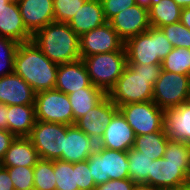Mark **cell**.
Wrapping results in <instances>:
<instances>
[{"label": "cell", "instance_id": "cell-1", "mask_svg": "<svg viewBox=\"0 0 190 190\" xmlns=\"http://www.w3.org/2000/svg\"><path fill=\"white\" fill-rule=\"evenodd\" d=\"M161 64H127L107 96L118 107L124 104L151 101L153 86L162 71Z\"/></svg>", "mask_w": 190, "mask_h": 190}, {"label": "cell", "instance_id": "cell-2", "mask_svg": "<svg viewBox=\"0 0 190 190\" xmlns=\"http://www.w3.org/2000/svg\"><path fill=\"white\" fill-rule=\"evenodd\" d=\"M190 182L189 148L180 140L168 139L164 157L151 163L148 184L158 188L181 187Z\"/></svg>", "mask_w": 190, "mask_h": 190}, {"label": "cell", "instance_id": "cell-3", "mask_svg": "<svg viewBox=\"0 0 190 190\" xmlns=\"http://www.w3.org/2000/svg\"><path fill=\"white\" fill-rule=\"evenodd\" d=\"M58 64L50 61L33 40L20 43L14 56V72L37 93L53 90Z\"/></svg>", "mask_w": 190, "mask_h": 190}, {"label": "cell", "instance_id": "cell-4", "mask_svg": "<svg viewBox=\"0 0 190 190\" xmlns=\"http://www.w3.org/2000/svg\"><path fill=\"white\" fill-rule=\"evenodd\" d=\"M32 40L50 61L58 65L81 59L79 36L67 23H49L38 30Z\"/></svg>", "mask_w": 190, "mask_h": 190}, {"label": "cell", "instance_id": "cell-5", "mask_svg": "<svg viewBox=\"0 0 190 190\" xmlns=\"http://www.w3.org/2000/svg\"><path fill=\"white\" fill-rule=\"evenodd\" d=\"M127 64H154L162 60L173 47L160 28L150 27L125 42Z\"/></svg>", "mask_w": 190, "mask_h": 190}, {"label": "cell", "instance_id": "cell-6", "mask_svg": "<svg viewBox=\"0 0 190 190\" xmlns=\"http://www.w3.org/2000/svg\"><path fill=\"white\" fill-rule=\"evenodd\" d=\"M91 84L106 93L115 85L127 65L126 51H112L81 58Z\"/></svg>", "mask_w": 190, "mask_h": 190}, {"label": "cell", "instance_id": "cell-7", "mask_svg": "<svg viewBox=\"0 0 190 190\" xmlns=\"http://www.w3.org/2000/svg\"><path fill=\"white\" fill-rule=\"evenodd\" d=\"M88 164L96 186L108 180L129 178L127 152L96 146Z\"/></svg>", "mask_w": 190, "mask_h": 190}, {"label": "cell", "instance_id": "cell-8", "mask_svg": "<svg viewBox=\"0 0 190 190\" xmlns=\"http://www.w3.org/2000/svg\"><path fill=\"white\" fill-rule=\"evenodd\" d=\"M152 101L163 110L189 102L190 77L162 70L153 86Z\"/></svg>", "mask_w": 190, "mask_h": 190}, {"label": "cell", "instance_id": "cell-9", "mask_svg": "<svg viewBox=\"0 0 190 190\" xmlns=\"http://www.w3.org/2000/svg\"><path fill=\"white\" fill-rule=\"evenodd\" d=\"M135 136L164 130V110L155 102H138L118 107Z\"/></svg>", "mask_w": 190, "mask_h": 190}, {"label": "cell", "instance_id": "cell-10", "mask_svg": "<svg viewBox=\"0 0 190 190\" xmlns=\"http://www.w3.org/2000/svg\"><path fill=\"white\" fill-rule=\"evenodd\" d=\"M35 112L36 120L74 125V116L68 95L56 89L36 93Z\"/></svg>", "mask_w": 190, "mask_h": 190}, {"label": "cell", "instance_id": "cell-11", "mask_svg": "<svg viewBox=\"0 0 190 190\" xmlns=\"http://www.w3.org/2000/svg\"><path fill=\"white\" fill-rule=\"evenodd\" d=\"M64 136H66L65 124L37 120L28 138L40 159L61 160Z\"/></svg>", "mask_w": 190, "mask_h": 190}, {"label": "cell", "instance_id": "cell-12", "mask_svg": "<svg viewBox=\"0 0 190 190\" xmlns=\"http://www.w3.org/2000/svg\"><path fill=\"white\" fill-rule=\"evenodd\" d=\"M79 45L81 58L112 51H126L125 42L109 22L79 37Z\"/></svg>", "mask_w": 190, "mask_h": 190}, {"label": "cell", "instance_id": "cell-13", "mask_svg": "<svg viewBox=\"0 0 190 190\" xmlns=\"http://www.w3.org/2000/svg\"><path fill=\"white\" fill-rule=\"evenodd\" d=\"M117 112L118 106L106 96L98 105L80 117L75 125L98 143L103 137L105 127Z\"/></svg>", "mask_w": 190, "mask_h": 190}, {"label": "cell", "instance_id": "cell-14", "mask_svg": "<svg viewBox=\"0 0 190 190\" xmlns=\"http://www.w3.org/2000/svg\"><path fill=\"white\" fill-rule=\"evenodd\" d=\"M109 23L124 42L151 27L148 9L137 4L119 12Z\"/></svg>", "mask_w": 190, "mask_h": 190}, {"label": "cell", "instance_id": "cell-15", "mask_svg": "<svg viewBox=\"0 0 190 190\" xmlns=\"http://www.w3.org/2000/svg\"><path fill=\"white\" fill-rule=\"evenodd\" d=\"M135 134L124 116L118 111L105 127L97 146L127 152L134 146Z\"/></svg>", "mask_w": 190, "mask_h": 190}, {"label": "cell", "instance_id": "cell-16", "mask_svg": "<svg viewBox=\"0 0 190 190\" xmlns=\"http://www.w3.org/2000/svg\"><path fill=\"white\" fill-rule=\"evenodd\" d=\"M96 146L97 142L76 125H66L61 160L71 163L86 161L95 151Z\"/></svg>", "mask_w": 190, "mask_h": 190}, {"label": "cell", "instance_id": "cell-17", "mask_svg": "<svg viewBox=\"0 0 190 190\" xmlns=\"http://www.w3.org/2000/svg\"><path fill=\"white\" fill-rule=\"evenodd\" d=\"M18 6L23 23L32 35L55 21L53 0H21Z\"/></svg>", "mask_w": 190, "mask_h": 190}, {"label": "cell", "instance_id": "cell-18", "mask_svg": "<svg viewBox=\"0 0 190 190\" xmlns=\"http://www.w3.org/2000/svg\"><path fill=\"white\" fill-rule=\"evenodd\" d=\"M36 92L15 72L0 78V103L10 105L35 104Z\"/></svg>", "mask_w": 190, "mask_h": 190}, {"label": "cell", "instance_id": "cell-19", "mask_svg": "<svg viewBox=\"0 0 190 190\" xmlns=\"http://www.w3.org/2000/svg\"><path fill=\"white\" fill-rule=\"evenodd\" d=\"M90 84L89 74L82 59L58 65L54 89L68 95L81 88L88 87Z\"/></svg>", "mask_w": 190, "mask_h": 190}, {"label": "cell", "instance_id": "cell-20", "mask_svg": "<svg viewBox=\"0 0 190 190\" xmlns=\"http://www.w3.org/2000/svg\"><path fill=\"white\" fill-rule=\"evenodd\" d=\"M0 37L10 38L18 43L32 40L33 35L23 23L18 4L0 6Z\"/></svg>", "mask_w": 190, "mask_h": 190}, {"label": "cell", "instance_id": "cell-21", "mask_svg": "<svg viewBox=\"0 0 190 190\" xmlns=\"http://www.w3.org/2000/svg\"><path fill=\"white\" fill-rule=\"evenodd\" d=\"M100 0H86L67 23L81 37L83 34L106 23Z\"/></svg>", "mask_w": 190, "mask_h": 190}, {"label": "cell", "instance_id": "cell-22", "mask_svg": "<svg viewBox=\"0 0 190 190\" xmlns=\"http://www.w3.org/2000/svg\"><path fill=\"white\" fill-rule=\"evenodd\" d=\"M164 129L169 139L190 142V101L164 110Z\"/></svg>", "mask_w": 190, "mask_h": 190}, {"label": "cell", "instance_id": "cell-23", "mask_svg": "<svg viewBox=\"0 0 190 190\" xmlns=\"http://www.w3.org/2000/svg\"><path fill=\"white\" fill-rule=\"evenodd\" d=\"M39 159L37 150L28 137H16L0 165L3 167H34Z\"/></svg>", "mask_w": 190, "mask_h": 190}, {"label": "cell", "instance_id": "cell-24", "mask_svg": "<svg viewBox=\"0 0 190 190\" xmlns=\"http://www.w3.org/2000/svg\"><path fill=\"white\" fill-rule=\"evenodd\" d=\"M8 131L16 137H28L36 123L35 104L8 106Z\"/></svg>", "mask_w": 190, "mask_h": 190}, {"label": "cell", "instance_id": "cell-25", "mask_svg": "<svg viewBox=\"0 0 190 190\" xmlns=\"http://www.w3.org/2000/svg\"><path fill=\"white\" fill-rule=\"evenodd\" d=\"M106 96L107 93L103 89L92 84L78 91L69 93L68 98L73 111L74 125L80 117L98 105Z\"/></svg>", "mask_w": 190, "mask_h": 190}, {"label": "cell", "instance_id": "cell-26", "mask_svg": "<svg viewBox=\"0 0 190 190\" xmlns=\"http://www.w3.org/2000/svg\"><path fill=\"white\" fill-rule=\"evenodd\" d=\"M169 137L164 130L152 132L145 135L135 136L134 148L150 159H160L164 157L165 148Z\"/></svg>", "mask_w": 190, "mask_h": 190}, {"label": "cell", "instance_id": "cell-27", "mask_svg": "<svg viewBox=\"0 0 190 190\" xmlns=\"http://www.w3.org/2000/svg\"><path fill=\"white\" fill-rule=\"evenodd\" d=\"M182 8L174 0H161L148 9L151 27L160 28L180 21Z\"/></svg>", "mask_w": 190, "mask_h": 190}, {"label": "cell", "instance_id": "cell-28", "mask_svg": "<svg viewBox=\"0 0 190 190\" xmlns=\"http://www.w3.org/2000/svg\"><path fill=\"white\" fill-rule=\"evenodd\" d=\"M127 158L129 162V178L134 183L148 184V173L153 160L134 147L127 151Z\"/></svg>", "mask_w": 190, "mask_h": 190}, {"label": "cell", "instance_id": "cell-29", "mask_svg": "<svg viewBox=\"0 0 190 190\" xmlns=\"http://www.w3.org/2000/svg\"><path fill=\"white\" fill-rule=\"evenodd\" d=\"M162 70L190 76V49L173 48L162 60Z\"/></svg>", "mask_w": 190, "mask_h": 190}, {"label": "cell", "instance_id": "cell-30", "mask_svg": "<svg viewBox=\"0 0 190 190\" xmlns=\"http://www.w3.org/2000/svg\"><path fill=\"white\" fill-rule=\"evenodd\" d=\"M34 190H54L56 180L54 160L39 159L34 166Z\"/></svg>", "mask_w": 190, "mask_h": 190}, {"label": "cell", "instance_id": "cell-31", "mask_svg": "<svg viewBox=\"0 0 190 190\" xmlns=\"http://www.w3.org/2000/svg\"><path fill=\"white\" fill-rule=\"evenodd\" d=\"M54 174L56 189L78 190V185L76 184V163L54 160Z\"/></svg>", "mask_w": 190, "mask_h": 190}, {"label": "cell", "instance_id": "cell-32", "mask_svg": "<svg viewBox=\"0 0 190 190\" xmlns=\"http://www.w3.org/2000/svg\"><path fill=\"white\" fill-rule=\"evenodd\" d=\"M19 44L13 39L0 37V78L14 72V56Z\"/></svg>", "mask_w": 190, "mask_h": 190}, {"label": "cell", "instance_id": "cell-33", "mask_svg": "<svg viewBox=\"0 0 190 190\" xmlns=\"http://www.w3.org/2000/svg\"><path fill=\"white\" fill-rule=\"evenodd\" d=\"M173 48L184 47L190 49V30L180 21L160 27Z\"/></svg>", "mask_w": 190, "mask_h": 190}, {"label": "cell", "instance_id": "cell-34", "mask_svg": "<svg viewBox=\"0 0 190 190\" xmlns=\"http://www.w3.org/2000/svg\"><path fill=\"white\" fill-rule=\"evenodd\" d=\"M13 182L14 189L17 190H34V167H5Z\"/></svg>", "mask_w": 190, "mask_h": 190}, {"label": "cell", "instance_id": "cell-35", "mask_svg": "<svg viewBox=\"0 0 190 190\" xmlns=\"http://www.w3.org/2000/svg\"><path fill=\"white\" fill-rule=\"evenodd\" d=\"M86 0H53L55 22L68 23Z\"/></svg>", "mask_w": 190, "mask_h": 190}, {"label": "cell", "instance_id": "cell-36", "mask_svg": "<svg viewBox=\"0 0 190 190\" xmlns=\"http://www.w3.org/2000/svg\"><path fill=\"white\" fill-rule=\"evenodd\" d=\"M88 159L86 161L76 163V184L78 190H94L96 184L91 176Z\"/></svg>", "mask_w": 190, "mask_h": 190}, {"label": "cell", "instance_id": "cell-37", "mask_svg": "<svg viewBox=\"0 0 190 190\" xmlns=\"http://www.w3.org/2000/svg\"><path fill=\"white\" fill-rule=\"evenodd\" d=\"M102 9L107 22H109L119 12L125 8L135 5V0H100Z\"/></svg>", "mask_w": 190, "mask_h": 190}, {"label": "cell", "instance_id": "cell-38", "mask_svg": "<svg viewBox=\"0 0 190 190\" xmlns=\"http://www.w3.org/2000/svg\"><path fill=\"white\" fill-rule=\"evenodd\" d=\"M134 184L130 178L114 179L97 185L94 190H132Z\"/></svg>", "mask_w": 190, "mask_h": 190}, {"label": "cell", "instance_id": "cell-39", "mask_svg": "<svg viewBox=\"0 0 190 190\" xmlns=\"http://www.w3.org/2000/svg\"><path fill=\"white\" fill-rule=\"evenodd\" d=\"M15 138L16 136L8 130L0 129V162Z\"/></svg>", "mask_w": 190, "mask_h": 190}, {"label": "cell", "instance_id": "cell-40", "mask_svg": "<svg viewBox=\"0 0 190 190\" xmlns=\"http://www.w3.org/2000/svg\"><path fill=\"white\" fill-rule=\"evenodd\" d=\"M13 182L7 168L0 165V190H13Z\"/></svg>", "mask_w": 190, "mask_h": 190}, {"label": "cell", "instance_id": "cell-41", "mask_svg": "<svg viewBox=\"0 0 190 190\" xmlns=\"http://www.w3.org/2000/svg\"><path fill=\"white\" fill-rule=\"evenodd\" d=\"M8 106L0 103V129L8 130Z\"/></svg>", "mask_w": 190, "mask_h": 190}, {"label": "cell", "instance_id": "cell-42", "mask_svg": "<svg viewBox=\"0 0 190 190\" xmlns=\"http://www.w3.org/2000/svg\"><path fill=\"white\" fill-rule=\"evenodd\" d=\"M180 22L190 30V7L181 10Z\"/></svg>", "mask_w": 190, "mask_h": 190}, {"label": "cell", "instance_id": "cell-43", "mask_svg": "<svg viewBox=\"0 0 190 190\" xmlns=\"http://www.w3.org/2000/svg\"><path fill=\"white\" fill-rule=\"evenodd\" d=\"M132 190H159L149 184L145 183H135Z\"/></svg>", "mask_w": 190, "mask_h": 190}, {"label": "cell", "instance_id": "cell-44", "mask_svg": "<svg viewBox=\"0 0 190 190\" xmlns=\"http://www.w3.org/2000/svg\"><path fill=\"white\" fill-rule=\"evenodd\" d=\"M150 1L151 0H135V3L141 7L150 8Z\"/></svg>", "mask_w": 190, "mask_h": 190}, {"label": "cell", "instance_id": "cell-45", "mask_svg": "<svg viewBox=\"0 0 190 190\" xmlns=\"http://www.w3.org/2000/svg\"><path fill=\"white\" fill-rule=\"evenodd\" d=\"M182 9L190 7V0H174Z\"/></svg>", "mask_w": 190, "mask_h": 190}, {"label": "cell", "instance_id": "cell-46", "mask_svg": "<svg viewBox=\"0 0 190 190\" xmlns=\"http://www.w3.org/2000/svg\"><path fill=\"white\" fill-rule=\"evenodd\" d=\"M159 190H184V186L181 187H174V188H163Z\"/></svg>", "mask_w": 190, "mask_h": 190}, {"label": "cell", "instance_id": "cell-47", "mask_svg": "<svg viewBox=\"0 0 190 190\" xmlns=\"http://www.w3.org/2000/svg\"><path fill=\"white\" fill-rule=\"evenodd\" d=\"M160 1H161V0H151V1H150V7H151L152 5L158 4Z\"/></svg>", "mask_w": 190, "mask_h": 190}, {"label": "cell", "instance_id": "cell-48", "mask_svg": "<svg viewBox=\"0 0 190 190\" xmlns=\"http://www.w3.org/2000/svg\"><path fill=\"white\" fill-rule=\"evenodd\" d=\"M10 3L8 0H0V6H4Z\"/></svg>", "mask_w": 190, "mask_h": 190}, {"label": "cell", "instance_id": "cell-49", "mask_svg": "<svg viewBox=\"0 0 190 190\" xmlns=\"http://www.w3.org/2000/svg\"><path fill=\"white\" fill-rule=\"evenodd\" d=\"M184 190H190V182L184 185Z\"/></svg>", "mask_w": 190, "mask_h": 190}, {"label": "cell", "instance_id": "cell-50", "mask_svg": "<svg viewBox=\"0 0 190 190\" xmlns=\"http://www.w3.org/2000/svg\"><path fill=\"white\" fill-rule=\"evenodd\" d=\"M10 3H16L18 4L21 0H8Z\"/></svg>", "mask_w": 190, "mask_h": 190}, {"label": "cell", "instance_id": "cell-51", "mask_svg": "<svg viewBox=\"0 0 190 190\" xmlns=\"http://www.w3.org/2000/svg\"><path fill=\"white\" fill-rule=\"evenodd\" d=\"M187 145H188V148H189V168H190V142L187 143Z\"/></svg>", "mask_w": 190, "mask_h": 190}]
</instances>
